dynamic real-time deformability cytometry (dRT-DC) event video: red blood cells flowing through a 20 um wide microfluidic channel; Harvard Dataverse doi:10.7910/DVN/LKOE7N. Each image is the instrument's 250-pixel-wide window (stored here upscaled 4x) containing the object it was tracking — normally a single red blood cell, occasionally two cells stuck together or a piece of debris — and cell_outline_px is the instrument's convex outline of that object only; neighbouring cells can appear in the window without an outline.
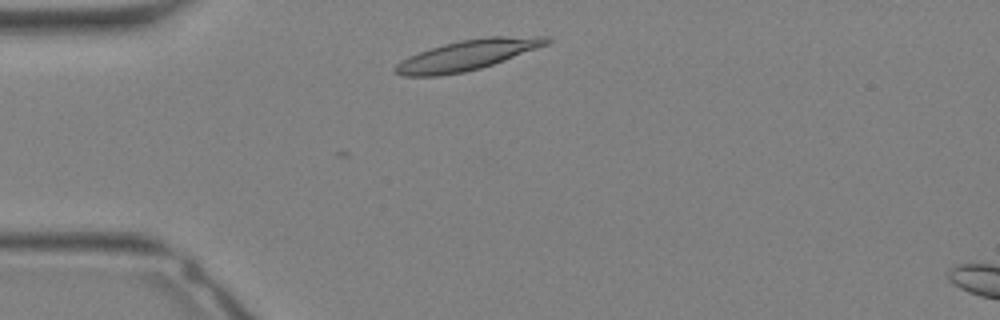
{"species": "Egyptian fruit bat (a non-hibernating species)", "species_latin": "Rousettus aegyptiacus", "temperature_condition": "warm", "stored_images_in_passage": 17, "camera_frame_rate_fps": 3000, "um_per_image_px": 0.085, "animal": {"sex": "female"}, "frame": {"image": 1, "passage_image": 1, "time_ms": 0.0, "image_size_px": [1000, 320], "cell_outline_px": [[552, 40], [548, 44], [492, 64], [480, 68], [464, 72], [440, 76], [404, 76], [396, 72], [392, 68], [400, 60], [420, 52], [444, 44], [460, 40], [492, 36], [548, 36]], "centroid_in_image_um": [39.71, 4.68], "position_along_channel_um": 45.3, "area_um2": 26.36}}
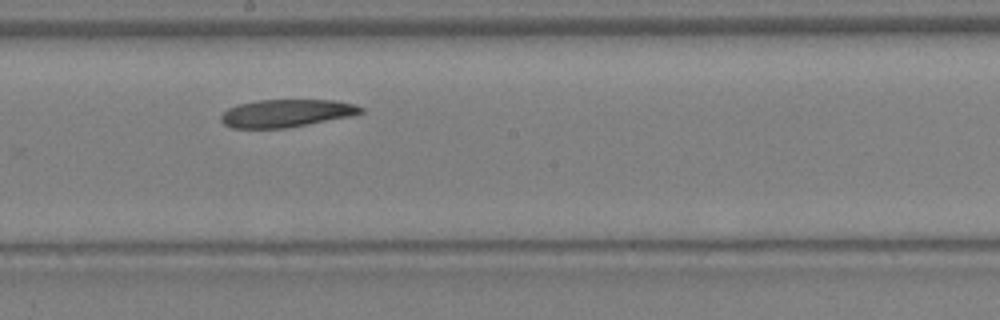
{"frame": {"image": 2, "passage_image": 11, "time_ms": 3.333, "image_size_px": [1000, 320], "cell_outline_px": [[364, 112], [352, 116], [284, 128], [232, 128], [224, 124], [220, 120], [220, 116], [228, 108], [240, 104], [256, 100], [336, 100], [356, 104], [364, 108]], "centroid_in_image_um": [24.36, 9.62], "position_along_channel_um": 223.8, "area_um2": 22.6}}
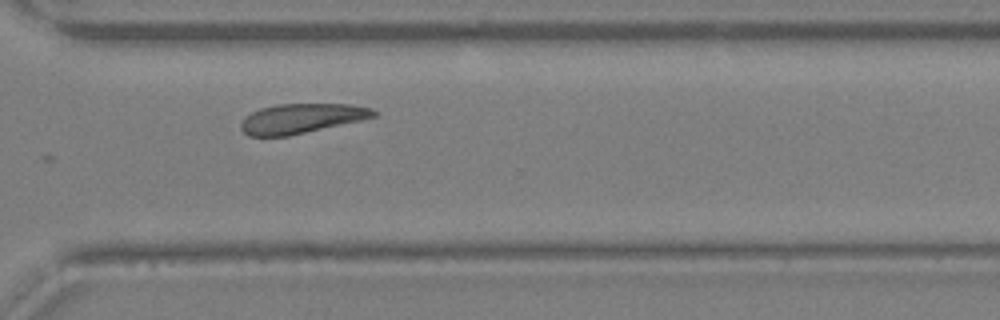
{"frame": {"image": 3, "passage_image": 17, "time_ms": 5.333, "image_size_px": [1000, 320], "cell_outline_px": [[376, 116], [360, 120], [288, 136], [248, 136], [240, 128], [240, 124], [244, 116], [260, 108], [276, 104], [348, 104], [372, 108], [376, 112]], "centroid_in_image_um": [25.57, 10.06], "position_along_channel_um": 345.0, "area_um2": 22.83}}